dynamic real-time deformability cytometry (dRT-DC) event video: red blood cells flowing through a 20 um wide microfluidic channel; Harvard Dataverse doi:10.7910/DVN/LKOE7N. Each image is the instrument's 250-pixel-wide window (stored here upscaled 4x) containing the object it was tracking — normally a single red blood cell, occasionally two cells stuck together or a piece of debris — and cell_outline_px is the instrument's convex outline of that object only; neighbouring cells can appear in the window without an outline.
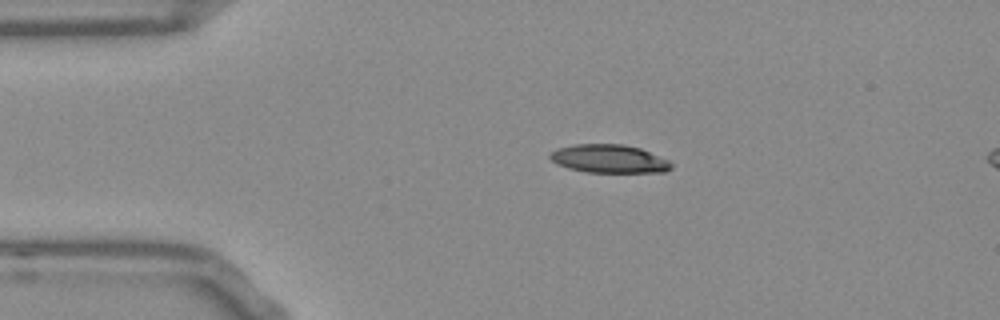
{"species": "Egyptian fruit bat (a non-hibernating species)", "species_latin": "Rousettus aegyptiacus", "temperature_condition": "room temperature", "stored_images_in_passage": 43, "camera_frame_rate_fps": 3000, "um_per_image_px": 0.085, "frame": {"image": 1, "passage_image": 1, "time_ms": 0.0, "image_size_px": [1000, 320], "cell_outline_px": [[672, 168], [664, 172], [584, 172], [568, 168], [556, 164], [548, 156], [556, 148], [576, 144], [624, 144], [640, 148], [668, 160], [672, 164]], "centroid_in_image_um": [51.75, 13.49], "position_along_channel_um": 33.2, "area_um2": 20.0}}
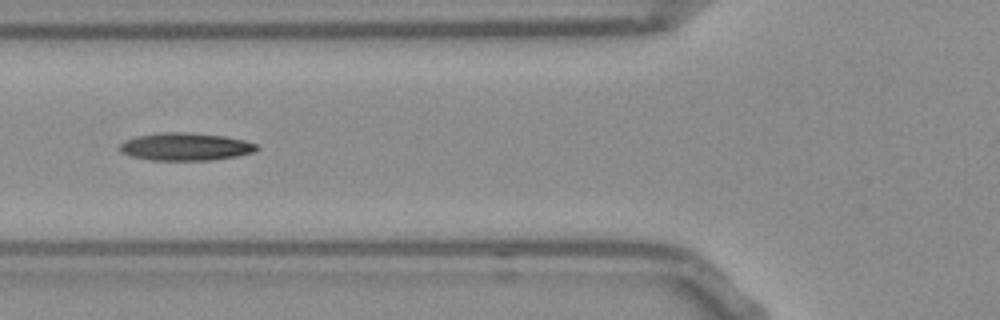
{"frame": {"image": 2, "passage_image": 10, "time_ms": 3.0, "image_size_px": [1000, 320], "cell_outline_px": [[260, 148], [256, 152], [236, 156], [212, 160], [152, 160], [132, 156], [120, 152], [120, 144], [124, 140], [136, 136], [164, 132], [188, 132], [224, 136], [244, 140], [256, 144]], "centroid_in_image_um": [15.78, 12.46], "position_along_channel_um": 110.0, "area_um2": 22.14}}
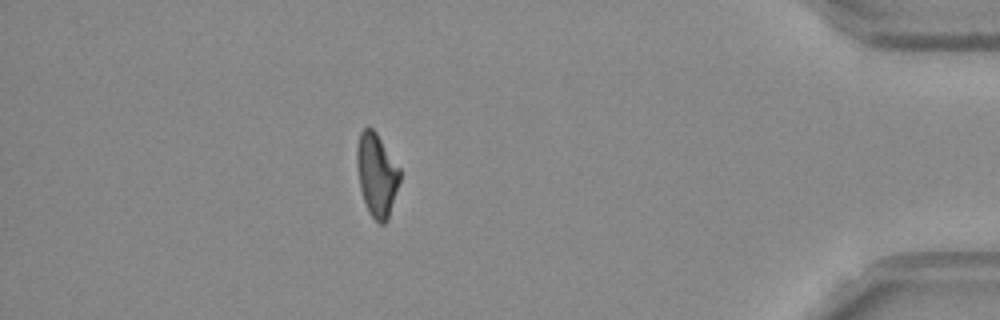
{"frame": {"image": 3, "passage_image": 37, "time_ms": 12.0, "image_size_px": [1000, 320], "cell_outline_px": [[400, 180], [388, 220], [384, 224], [380, 224], [368, 212], [360, 188], [356, 164], [356, 148], [360, 132], [364, 128], [372, 128], [376, 132], [400, 168]], "centroid_in_image_um": [32.01, 14.86], "position_along_channel_um": 403.2, "area_um2": 20.81}}